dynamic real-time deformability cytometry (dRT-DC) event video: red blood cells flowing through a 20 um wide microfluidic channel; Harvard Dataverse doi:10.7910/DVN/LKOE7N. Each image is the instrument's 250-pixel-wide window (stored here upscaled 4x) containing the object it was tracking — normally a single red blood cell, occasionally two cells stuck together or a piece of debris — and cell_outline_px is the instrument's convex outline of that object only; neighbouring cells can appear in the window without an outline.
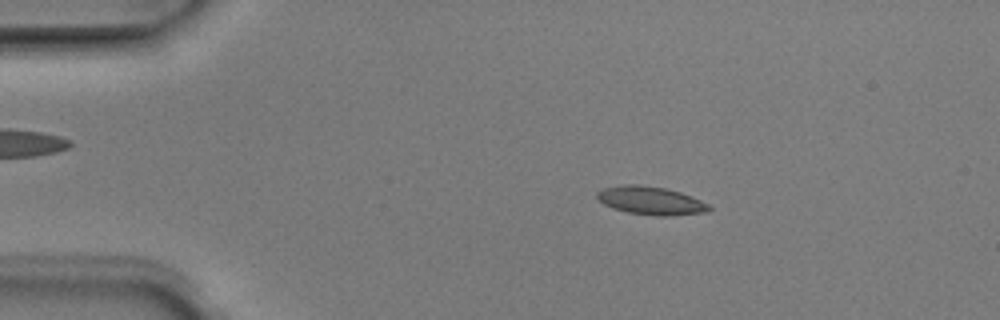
{"species": "Egyptian fruit bat (a non-hibernating species)", "species_latin": "Rousettus aegyptiacus", "temperature_condition": "room temperature", "stored_images_in_passage": 4, "camera_frame_rate_fps": 3000, "um_per_image_px": 0.085, "animal": {"sex": "male"}, "frame": {"image": 1, "passage_image": 2, "time_ms": 0.333, "image_size_px": [1000, 320], "cell_outline_px": [[712, 208], [708, 212], [672, 216], [656, 216], [628, 212], [612, 208], [604, 204], [596, 196], [596, 192], [604, 188], [624, 184], [640, 184], [664, 188], [680, 192], [692, 196], [708, 204]], "centroid_in_image_um": [55.33, 17.05], "position_along_channel_um": 29.7, "area_um2": 18.5}}
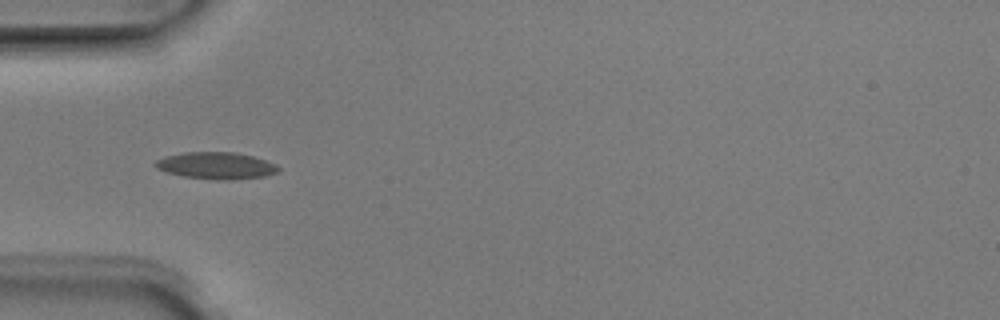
{"frame": {"image": 2, "passage_image": 4, "time_ms": 1.0, "image_size_px": [1000, 320], "cell_outline_px": [[280, 168], [276, 172], [264, 176], [228, 180], [216, 180], [184, 176], [168, 172], [156, 168], [152, 164], [156, 160], [164, 156], [184, 152], [236, 152], [252, 156], [276, 164]], "centroid_in_image_um": [18.34, 14.07], "position_along_channel_um": 66.7, "area_um2": 19.19}}